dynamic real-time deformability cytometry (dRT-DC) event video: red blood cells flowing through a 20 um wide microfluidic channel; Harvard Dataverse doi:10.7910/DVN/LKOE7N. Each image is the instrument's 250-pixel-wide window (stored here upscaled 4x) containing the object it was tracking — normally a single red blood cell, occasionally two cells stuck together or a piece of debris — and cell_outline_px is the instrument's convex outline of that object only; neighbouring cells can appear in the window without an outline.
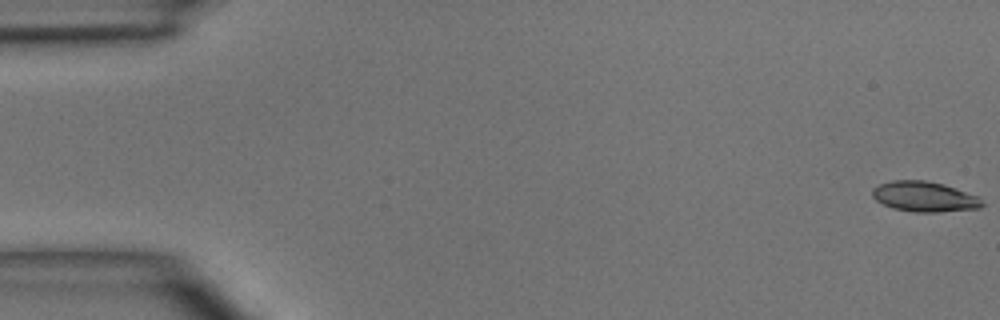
{"species": "common noctule bat (a hibernating species)", "species_latin": "Nyctalus noctula", "temperature_condition": "room temperature", "stored_images_in_passage": 4, "camera_frame_rate_fps": 3000, "um_per_image_px": 0.085, "animal": {"sex": "male", "body_mass_g": 15.6}, "frame": {"image": 1, "passage_image": 1, "time_ms": 0.0, "image_size_px": [1000, 320], "cell_outline_px": [[984, 204], [980, 208], [940, 212], [912, 212], [892, 208], [876, 200], [872, 196], [872, 188], [880, 184], [892, 180], [924, 180], [944, 184], [980, 196]], "centroid_in_image_um": [78.6, 16.71], "position_along_channel_um": 6.4, "area_um2": 19.54}}